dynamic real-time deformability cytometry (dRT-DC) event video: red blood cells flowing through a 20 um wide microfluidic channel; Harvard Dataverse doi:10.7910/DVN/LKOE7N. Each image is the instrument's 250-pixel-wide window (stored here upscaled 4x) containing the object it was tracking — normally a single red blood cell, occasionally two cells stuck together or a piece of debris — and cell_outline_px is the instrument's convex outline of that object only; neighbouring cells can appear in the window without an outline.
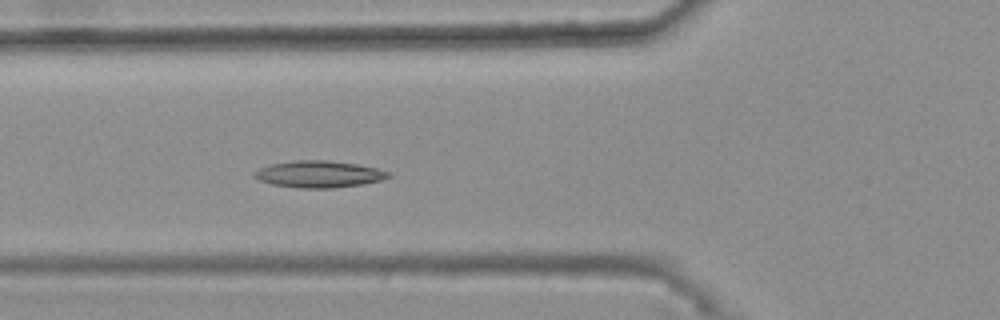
{"species": "common noctule bat (a hibernating species)", "species_latin": "Nyctalus noctula", "temperature_condition": "warm", "stored_images_in_passage": 15, "camera_frame_rate_fps": 3000, "um_per_image_px": 0.085, "animal": {"sex": "female", "body_mass_g": 25.1}, "frame": {"image": 1, "passage_image": 5, "time_ms": 1.333, "image_size_px": [1000, 320], "cell_outline_px": [[392, 176], [380, 180], [360, 184], [332, 188], [300, 188], [272, 184], [260, 180], [252, 176], [252, 172], [260, 168], [272, 164], [296, 160], [328, 160], [356, 164], [376, 168], [392, 172]], "centroid_in_image_um": [27.11, 14.8], "position_along_channel_um": 98.7, "area_um2": 20.81}}
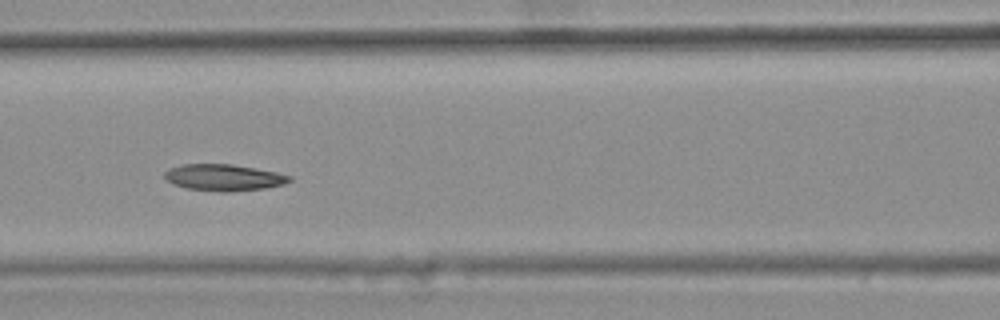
{"frame": {"image": 2, "passage_image": 9, "time_ms": 2.667, "image_size_px": [1000, 320], "cell_outline_px": [[292, 180], [284, 184], [264, 188], [228, 192], [220, 192], [188, 188], [172, 184], [164, 180], [164, 172], [168, 168], [180, 164], [232, 164], [256, 168], [276, 172], [292, 176]], "centroid_in_image_um": [18.98, 15.08], "position_along_channel_um": 147.6, "area_um2": 19.48}}